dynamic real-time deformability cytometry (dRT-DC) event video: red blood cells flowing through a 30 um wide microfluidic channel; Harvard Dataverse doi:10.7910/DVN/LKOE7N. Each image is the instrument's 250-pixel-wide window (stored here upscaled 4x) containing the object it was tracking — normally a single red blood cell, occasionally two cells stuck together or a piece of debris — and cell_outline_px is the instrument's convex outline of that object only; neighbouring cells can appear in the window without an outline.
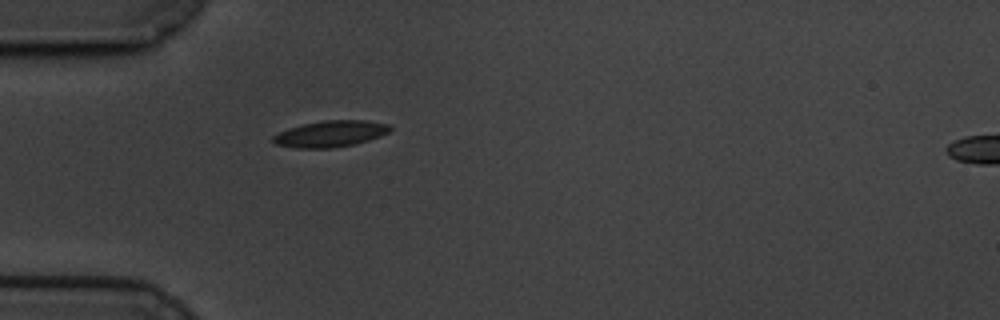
{"species": "common noctule bat (a hibernating species)", "species_latin": "Nyctalus noctula", "temperature_condition": "cold", "stored_images_in_passage": 43, "camera_frame_rate_fps": 3000, "um_per_image_px": 0.085, "animal": {"sex": "male", "body_mass_g": 19.5, "forearm_length_mm": 54.6}, "frame": {"image": 1, "passage_image": 1, "time_ms": 0.0, "image_size_px": [1000, 320], "cell_outline_px": [[392, 128], [388, 132], [380, 136], [368, 140], [352, 144], [332, 148], [296, 148], [276, 144], [272, 140], [272, 136], [280, 132], [304, 124], [324, 120], [364, 120], [388, 124]], "centroid_in_image_um": [28.1, 11.37], "position_along_channel_um": 56.9, "area_um2": 17.63}}
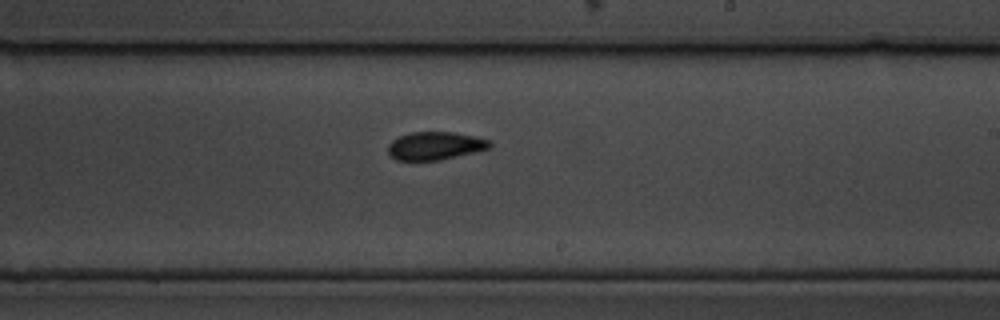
{"frame": {"image": 2, "passage_image": 19, "time_ms": 6.0, "image_size_px": [1000, 320], "cell_outline_px": [[492, 148], [440, 160], [396, 160], [388, 152], [388, 144], [392, 140], [400, 136], [412, 132], [452, 132], [472, 136], [488, 140], [492, 144]], "centroid_in_image_um": [36.98, 12.4], "position_along_channel_um": 252.0, "area_um2": 16.47}}
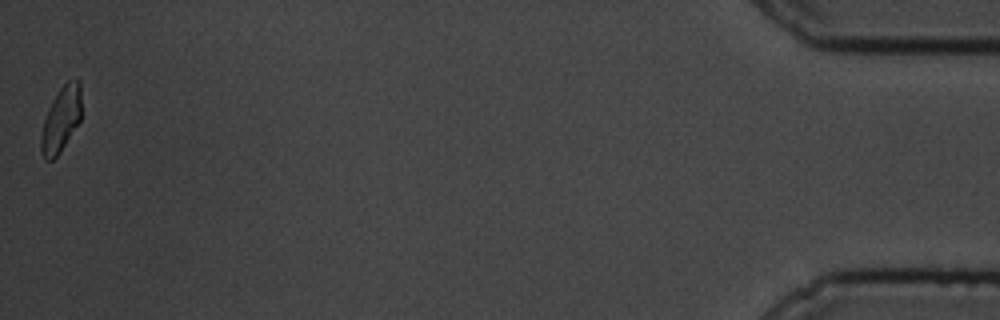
{"frame": {"image": 3, "passage_image": 43, "time_ms": 14.0, "image_size_px": [1000, 320], "cell_outline_px": [[80, 120], [60, 152], [52, 160], [44, 160], [40, 148], [40, 136], [44, 120], [48, 108], [52, 100], [60, 88], [68, 80], [80, 80]], "centroid_in_image_um": [5.16, 10.16], "position_along_channel_um": 430.0, "area_um2": 15.14}, "authors_computed_cell_mechanics": {"area_um2": 16.5886, "velocity_mm_per_s": 3.3597, "shape_relaxation_time_tau1_ms": 2.8617, "shape_relaxation_time_tau2_ms": 2.2643, "deformation_change_tau1": 0.0868, "deformation_change_tau2": 0.0632}}